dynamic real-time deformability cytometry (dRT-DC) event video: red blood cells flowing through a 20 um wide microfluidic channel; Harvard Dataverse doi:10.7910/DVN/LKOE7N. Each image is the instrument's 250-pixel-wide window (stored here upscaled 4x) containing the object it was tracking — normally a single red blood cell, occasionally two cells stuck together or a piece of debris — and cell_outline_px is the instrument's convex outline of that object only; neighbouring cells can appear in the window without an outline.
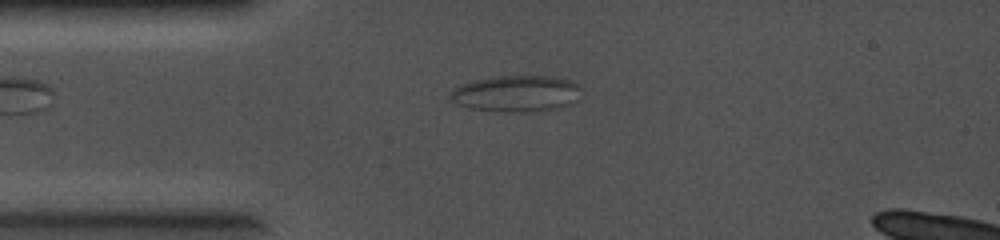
{"species": "common noctule bat (a hibernating species)", "species_latin": "Nyctalus noctula", "temperature_condition": "cold", "stored_images_in_passage": 52, "camera_frame_rate_fps": 5000, "um_per_image_px": 0.085, "animal": {"sex": "female", "body_mass_g": 19.0, "forearm_length_mm": 56.7}, "frame": {"image": 1, "passage_image": 2, "time_ms": 0.2, "image_size_px": [1000, 240], "cell_outline_px": [[580, 100], [572, 104], [560, 108], [524, 112], [512, 112], [468, 108], [456, 104], [448, 100], [448, 96], [452, 88], [476, 80], [500, 76], [548, 76], [568, 80], [576, 84], [580, 88]], "centroid_in_image_um": [43.88, 7.97], "position_along_channel_um": 41.1, "area_um2": 27.86}}
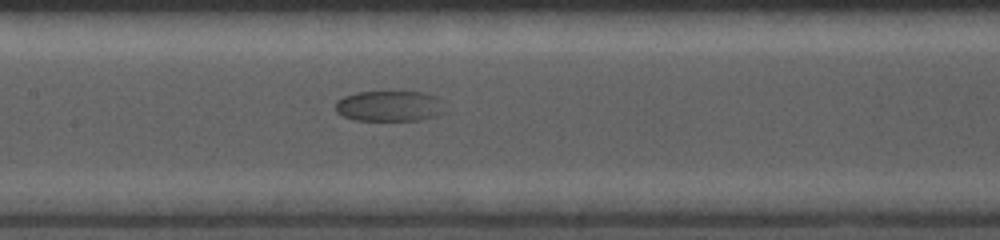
{"frame": {"image": 2, "passage_image": 19, "time_ms": 3.6, "image_size_px": [1000, 240], "cell_outline_px": [[444, 112], [436, 116], [420, 120], [352, 120], [336, 112], [336, 100], [344, 96], [356, 92], [424, 92], [436, 96], [440, 100]], "centroid_in_image_um": [33.08, 9.01], "position_along_channel_um": 174.3, "area_um2": 19.54}}
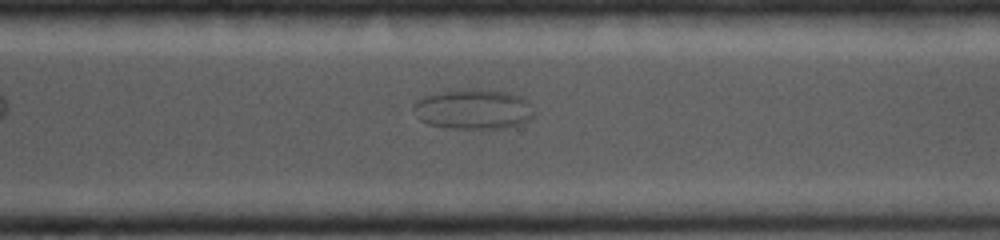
{"frame": {"image": 3, "passage_image": 37, "time_ms": 7.2, "image_size_px": [1000, 240], "cell_outline_px": [[532, 116], [528, 120], [520, 124], [504, 128], [452, 128], [428, 124], [420, 120], [412, 108], [412, 104], [416, 100], [440, 92], [464, 88], [480, 88], [508, 92], [520, 96], [528, 104], [532, 112]], "centroid_in_image_um": [40.19, 9.27], "position_along_channel_um": 330.4, "area_um2": 27.98}}